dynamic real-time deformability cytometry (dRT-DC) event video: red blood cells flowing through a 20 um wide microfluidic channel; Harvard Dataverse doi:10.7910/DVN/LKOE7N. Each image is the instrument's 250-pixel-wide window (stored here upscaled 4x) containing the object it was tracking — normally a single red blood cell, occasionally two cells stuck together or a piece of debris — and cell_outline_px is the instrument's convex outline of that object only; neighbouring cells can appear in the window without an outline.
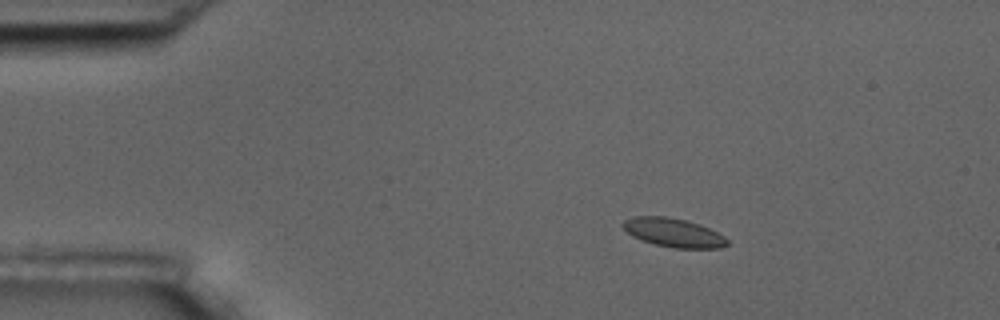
{"species": "common noctule bat (a hibernating species)", "species_latin": "Nyctalus noctula", "temperature_condition": "room temperature", "stored_images_in_passage": 4, "camera_frame_rate_fps": 3000, "um_per_image_px": 0.085, "animal": {"sex": "male", "body_mass_g": 17.5, "forearm_length_mm": 52.3}, "frame": {"image": 1, "passage_image": 2, "time_ms": 1.333, "image_size_px": [1000, 320], "cell_outline_px": [[728, 244], [720, 248], [676, 248], [656, 244], [632, 236], [620, 224], [624, 220], [632, 216], [668, 216], [700, 224], [724, 236], [728, 240]], "centroid_in_image_um": [57.23, 19.76], "position_along_channel_um": 27.8, "area_um2": 17.34}}